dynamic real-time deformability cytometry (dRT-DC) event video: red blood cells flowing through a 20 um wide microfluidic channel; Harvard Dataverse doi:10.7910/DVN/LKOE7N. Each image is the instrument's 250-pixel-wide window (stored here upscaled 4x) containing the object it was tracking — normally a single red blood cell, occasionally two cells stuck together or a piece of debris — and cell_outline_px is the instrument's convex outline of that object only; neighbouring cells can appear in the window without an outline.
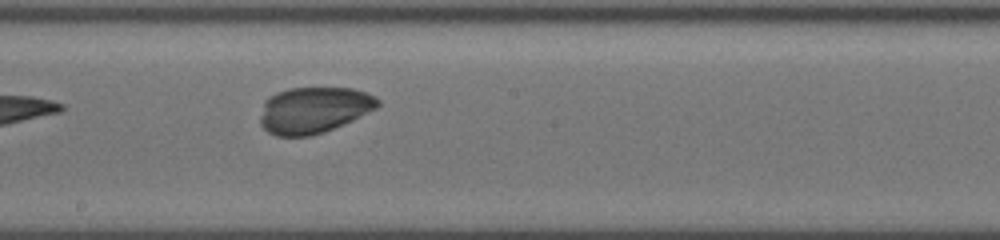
{"species": "common noctule bat (a hibernating species)", "species_latin": "Nyctalus noctula", "temperature_condition": "cold", "stored_images_in_passage": 11, "camera_frame_rate_fps": 3000, "um_per_image_px": 0.085, "animal": {"sex": "female", "body_mass_g": 19.5, "forearm_length_mm": 54.1}, "frame": {"image": 1, "passage_image": 11, "time_ms": 7.0, "image_size_px": [1000, 240], "cell_outline_px": [[380, 104], [376, 108], [352, 120], [324, 132], [308, 136], [276, 136], [268, 132], [260, 124], [260, 116], [264, 100], [276, 92], [288, 88], [352, 88], [376, 96], [380, 100]], "centroid_in_image_um": [26.65, 9.35], "position_along_channel_um": 221.6, "area_um2": 31.67}}